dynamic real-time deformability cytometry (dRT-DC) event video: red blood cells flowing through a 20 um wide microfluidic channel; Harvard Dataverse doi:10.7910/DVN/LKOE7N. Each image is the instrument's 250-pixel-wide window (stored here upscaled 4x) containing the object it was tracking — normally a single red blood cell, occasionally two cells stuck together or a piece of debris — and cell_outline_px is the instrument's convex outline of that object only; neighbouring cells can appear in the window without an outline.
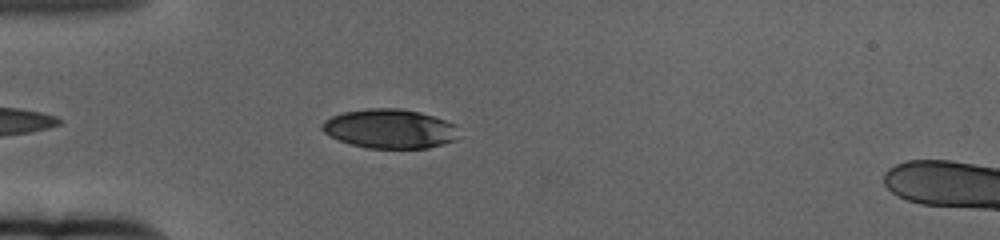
{"species": "human", "species_latin": "Homo sapiens", "temperature_condition": "cold", "stored_images_in_passage": 42, "camera_frame_rate_fps": 3000, "um_per_image_px": 0.085, "donor": {"sex": "female"}, "frame": {"image": 1, "passage_image": 3, "time_ms": 0.667, "image_size_px": [1000, 240], "cell_outline_px": [[456, 140], [428, 148], [368, 148], [352, 144], [328, 136], [320, 128], [320, 124], [324, 120], [332, 116], [344, 112], [368, 108], [400, 108], [420, 112], [444, 120], [452, 124]], "centroid_in_image_um": [33.04, 10.94], "position_along_channel_um": 52.0, "area_um2": 30.92}}
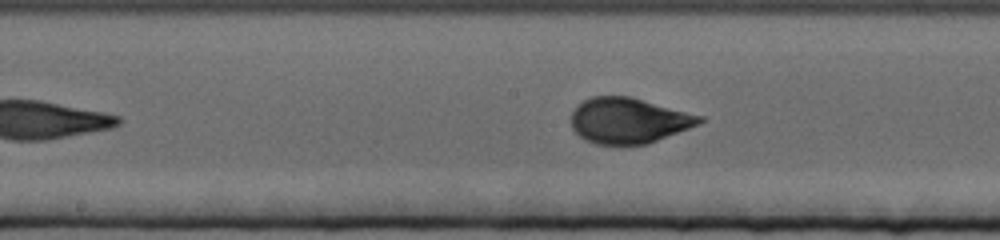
{"frame": {"image": 2, "passage_image": 17, "time_ms": 5.333, "image_size_px": [1000, 240], "cell_outline_px": [[704, 120], [700, 124], [648, 144], [596, 144], [584, 140], [572, 128], [572, 112], [576, 104], [592, 96], [632, 96], [704, 116]], "centroid_in_image_um": [53.45, 10.23], "position_along_channel_um": 194.8, "area_um2": 34.33}}
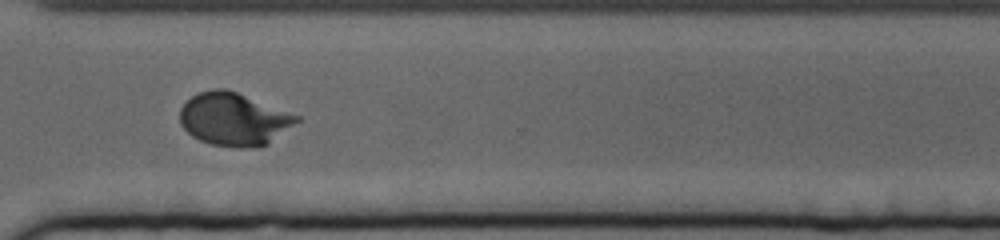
{"frame": {"image": 3, "passage_image": 31, "time_ms": 10.0, "image_size_px": [1000, 240], "cell_outline_px": [[300, 120], [268, 144], [256, 148], [240, 148], [212, 144], [200, 140], [192, 136], [180, 124], [180, 108], [192, 96], [200, 92], [216, 88], [224, 88], [236, 92], [300, 116]], "centroid_in_image_um": [19.88, 10.14], "position_along_channel_um": 350.7, "area_um2": 35.72}, "authors_computed_cell_mechanics": {"area_um2": 33.5818, "velocity_mm_per_s": 3.344, "shape_relaxation_time_tau1_ms": 3.3406, "shape_relaxation_time_tau2_ms": null, "deformation_change_tau1": 0.1685, "deformation_change_tau2": null}}